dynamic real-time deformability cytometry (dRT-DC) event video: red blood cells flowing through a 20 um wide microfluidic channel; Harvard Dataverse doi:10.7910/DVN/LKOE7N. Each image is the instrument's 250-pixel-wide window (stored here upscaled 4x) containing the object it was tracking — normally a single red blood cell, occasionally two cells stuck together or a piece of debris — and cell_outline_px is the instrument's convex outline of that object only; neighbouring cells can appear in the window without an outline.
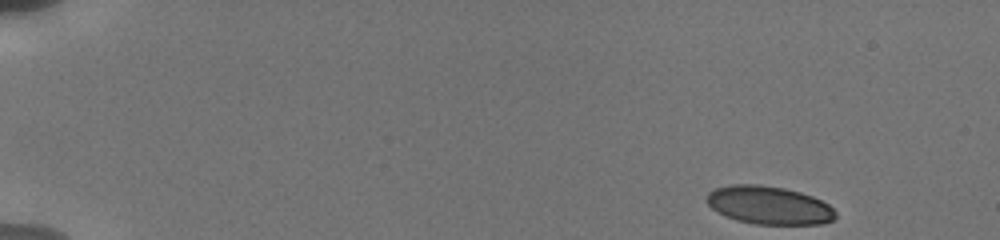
{"species": "human", "species_latin": "Homo sapiens", "temperature_condition": "cold", "stored_images_in_passage": 71, "camera_frame_rate_fps": 3000, "um_per_image_px": 0.085, "donor": {"sex": "male"}, "frame": {"image": 1, "passage_image": 1, "time_ms": 0.0, "image_size_px": [1000, 240], "cell_outline_px": [[836, 216], [832, 220], [820, 224], [756, 224], [736, 220], [712, 208], [704, 200], [704, 196], [708, 192], [716, 188], [732, 184], [760, 184], [784, 188], [800, 192], [812, 196], [828, 204], [836, 212]], "centroid_in_image_um": [65.34, 17.43], "position_along_channel_um": 19.7, "area_um2": 28.61}}
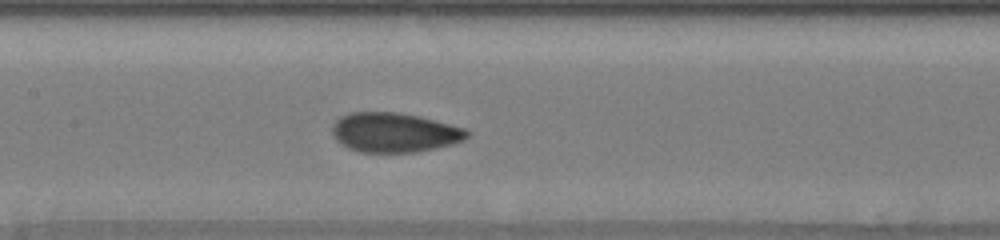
{"frame": {"image": 2, "passage_image": 33, "time_ms": 7.667, "image_size_px": [1000, 240], "cell_outline_px": [[468, 136], [464, 140], [452, 144], [420, 152], [360, 152], [348, 148], [340, 144], [336, 140], [332, 132], [332, 124], [340, 116], [352, 112], [400, 112], [420, 116], [468, 128]], "centroid_in_image_um": [33.53, 11.25], "position_along_channel_um": 173.9, "area_um2": 31.44}}
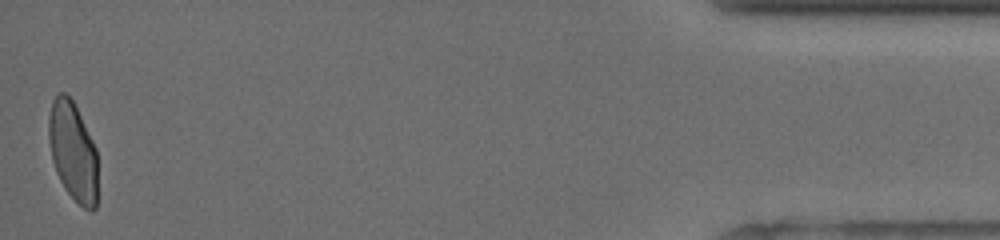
{"frame": {"image": 3, "passage_image": 71, "time_ms": 16.333, "image_size_px": [1000, 240], "cell_outline_px": [[96, 208], [92, 212], [84, 208], [64, 188], [56, 172], [52, 160], [48, 136], [48, 116], [52, 100], [56, 92], [64, 92], [72, 100], [96, 148]], "centroid_in_image_um": [6.17, 12.84], "position_along_channel_um": 429.0, "area_um2": 28.03}, "authors_computed_cell_mechanics": {"area_um2": 29.9404, "velocity_mm_per_s": 3.8105, "shape_relaxation_time_tau1_ms": 4.6241, "shape_relaxation_time_tau2_ms": 0.6483, "deformation_change_tau1": 0.1274, "deformation_change_tau2": 0.049}}